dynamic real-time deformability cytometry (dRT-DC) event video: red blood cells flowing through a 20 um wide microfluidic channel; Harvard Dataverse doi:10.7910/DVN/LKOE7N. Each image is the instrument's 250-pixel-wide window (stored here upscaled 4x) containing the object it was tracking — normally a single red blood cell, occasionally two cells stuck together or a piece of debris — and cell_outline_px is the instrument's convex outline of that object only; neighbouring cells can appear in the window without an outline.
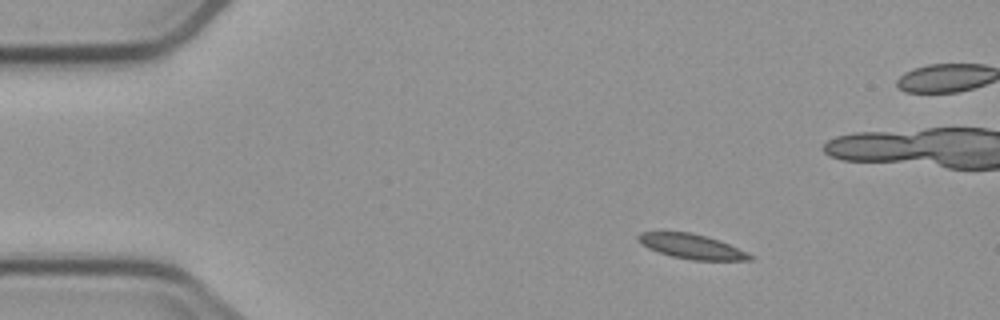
{"species": "common noctule bat (a hibernating species)", "species_latin": "Nyctalus noctula", "temperature_condition": "cold", "stored_images_in_passage": 5, "camera_frame_rate_fps": 3000, "um_per_image_px": 0.085, "animal": {"sex": "male", "body_mass_g": 23.1, "forearm_length_mm": 52.7}, "frame": {"image": 1, "passage_image": 2, "time_ms": 1.333, "image_size_px": [1000, 320], "cell_outline_px": [[756, 256], [752, 260], [692, 260], [672, 256], [648, 248], [640, 244], [636, 240], [636, 236], [640, 232], [692, 232], [708, 236], [720, 240]], "centroid_in_image_um": [58.8, 20.94], "position_along_channel_um": 26.2, "area_um2": 16.24}}